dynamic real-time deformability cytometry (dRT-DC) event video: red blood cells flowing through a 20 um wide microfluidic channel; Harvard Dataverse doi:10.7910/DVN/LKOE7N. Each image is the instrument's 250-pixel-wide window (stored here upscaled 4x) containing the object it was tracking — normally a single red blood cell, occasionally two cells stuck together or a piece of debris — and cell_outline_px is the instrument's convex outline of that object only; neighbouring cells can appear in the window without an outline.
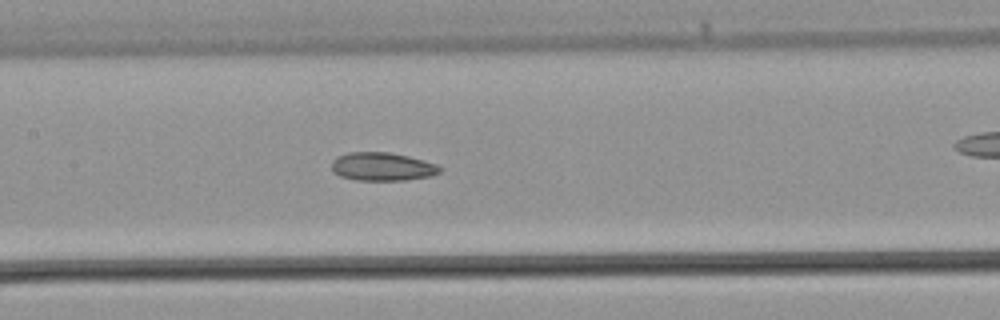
{"species": "common noctule bat (a hibernating species)", "species_latin": "Nyctalus noctula", "temperature_condition": "warm", "stored_images_in_passage": 33, "camera_frame_rate_fps": 3000, "um_per_image_px": 0.085, "animal": {"sex": "male", "body_mass_g": 21.5, "forearm_length_mm": 52.0}, "frame": {"image": 1, "passage_image": 19, "time_ms": 6.0, "image_size_px": [1000, 320], "cell_outline_px": [[440, 172], [432, 176], [404, 180], [356, 180], [340, 176], [332, 168], [332, 160], [348, 152], [388, 152], [408, 156], [424, 160], [436, 164], [440, 168]], "centroid_in_image_um": [32.51, 14.16], "position_along_channel_um": 174.9, "area_um2": 17.69}}
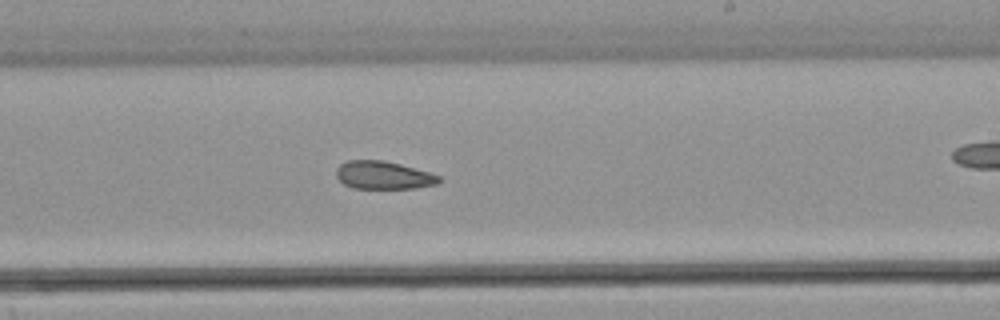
{"frame": {"image": 2, "passage_image": 24, "time_ms": 7.667, "image_size_px": [1000, 320], "cell_outline_px": [[444, 180], [436, 184], [416, 188], [352, 188], [344, 184], [336, 176], [336, 168], [340, 164], [348, 160], [384, 160], [400, 164], [428, 172], [440, 176]], "centroid_in_image_um": [32.59, 14.89], "position_along_channel_um": 256.4, "area_um2": 16.76}}